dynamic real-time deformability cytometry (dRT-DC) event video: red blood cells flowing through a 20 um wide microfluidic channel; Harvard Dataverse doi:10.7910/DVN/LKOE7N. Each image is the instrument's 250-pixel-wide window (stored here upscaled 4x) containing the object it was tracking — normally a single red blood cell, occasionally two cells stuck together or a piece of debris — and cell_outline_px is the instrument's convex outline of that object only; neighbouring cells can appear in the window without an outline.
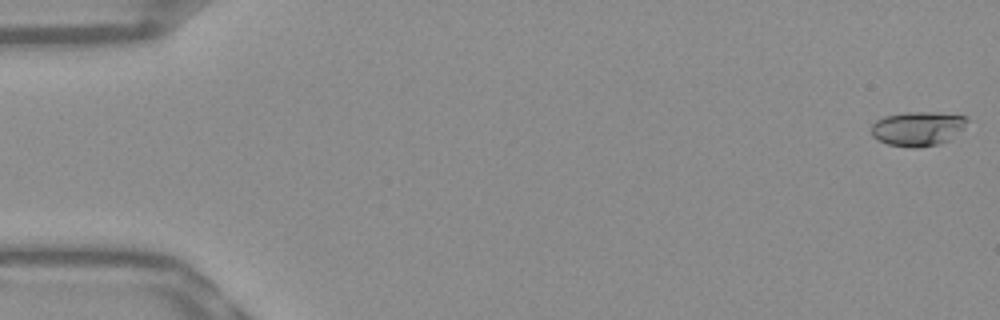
{"species": "Egyptian fruit bat (a non-hibernating species)", "species_latin": "Rousettus aegyptiacus", "temperature_condition": "warm", "stored_images_in_passage": 53, "camera_frame_rate_fps": 3000, "um_per_image_px": 0.085, "frame": {"image": 1, "passage_image": 1, "time_ms": 0.0, "image_size_px": [1000, 320], "cell_outline_px": [[968, 120], [964, 128], [948, 140], [936, 144], [920, 148], [912, 148], [888, 144], [876, 140], [872, 136], [872, 124], [876, 120], [884, 116], [904, 112], [932, 112], [968, 116]], "centroid_in_image_um": [77.99, 10.93], "position_along_channel_um": 7.0, "area_um2": 19.31}}
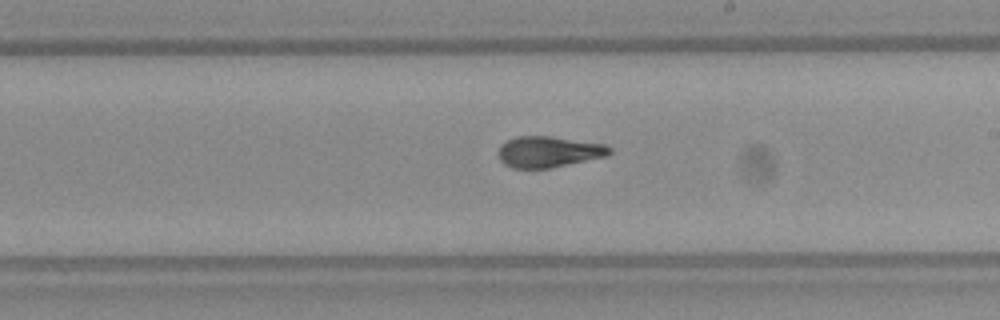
{"frame": {"image": 2, "passage_image": 31, "time_ms": 10.0, "image_size_px": [1000, 320], "cell_outline_px": [[612, 152], [608, 156], [548, 168], [512, 168], [504, 164], [500, 160], [496, 152], [500, 144], [516, 136], [552, 136], [604, 144], [612, 148]], "centroid_in_image_um": [46.61, 12.89], "position_along_channel_um": 242.4, "area_um2": 20.29}}
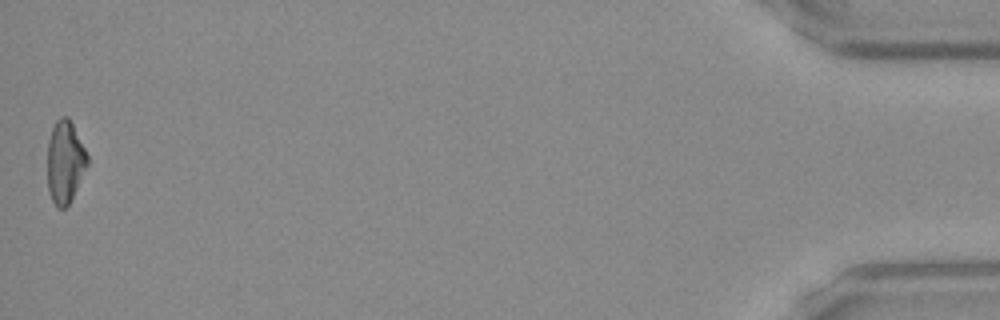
{"frame": {"image": 3, "passage_image": 53, "time_ms": 17.333, "image_size_px": [1000, 320], "cell_outline_px": [[88, 164], [68, 204], [64, 208], [56, 208], [52, 200], [48, 188], [48, 140], [52, 128], [56, 120], [60, 116], [68, 116], [88, 156]], "centroid_in_image_um": [5.51, 13.74], "position_along_channel_um": 429.7, "area_um2": 18.84}, "authors_computed_cell_mechanics": {"area_um2": 19.8832, "velocity_mm_per_s": 3.8564, "shape_relaxation_time_tau1_ms": 9.4644, "shape_relaxation_time_tau2_ms": 2.3589, "deformation_change_tau1": 0.2717, "deformation_change_tau2": 0.095}}